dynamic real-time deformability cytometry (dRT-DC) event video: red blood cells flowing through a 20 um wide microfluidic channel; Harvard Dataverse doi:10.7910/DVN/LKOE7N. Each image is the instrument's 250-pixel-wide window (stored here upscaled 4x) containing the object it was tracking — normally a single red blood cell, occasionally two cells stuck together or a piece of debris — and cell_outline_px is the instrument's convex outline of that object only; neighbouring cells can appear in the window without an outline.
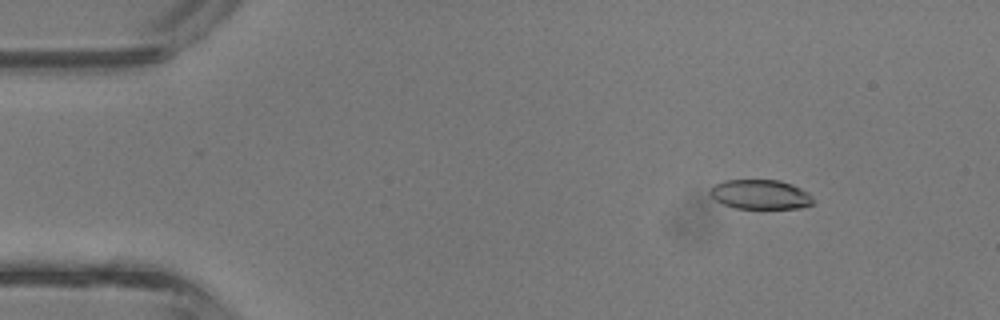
{"species": "common noctule bat (a hibernating species)", "species_latin": "Nyctalus noctula", "temperature_condition": "room temperature", "stored_images_in_passage": 42, "camera_frame_rate_fps": 3000, "um_per_image_px": 0.085, "animal": {"sex": "male", "body_mass_g": 13.3}, "frame": {"image": 1, "passage_image": 5, "time_ms": 1.333, "image_size_px": [1000, 320], "cell_outline_px": [[812, 204], [800, 208], [736, 208], [724, 204], [716, 200], [708, 192], [716, 184], [724, 180], [780, 180], [792, 184], [808, 192], [812, 196]], "centroid_in_image_um": [64.64, 16.52], "position_along_channel_um": 20.4, "area_um2": 17.57}}
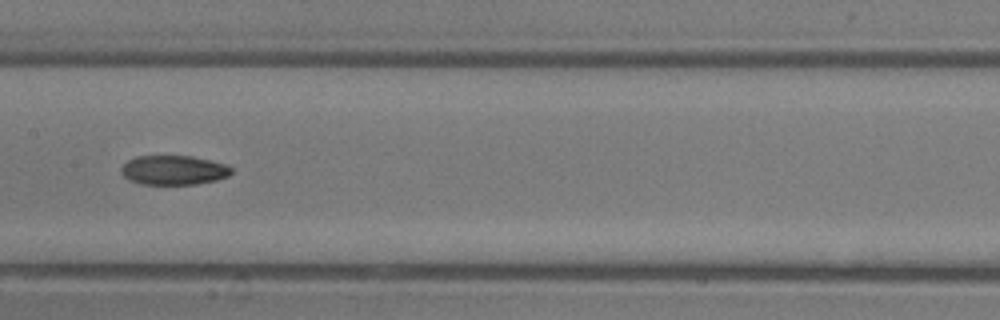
{"frame": {"image": 2, "passage_image": 21, "time_ms": 6.667, "image_size_px": [1000, 320], "cell_outline_px": [[232, 172], [228, 176], [216, 180], [196, 184], [140, 184], [124, 176], [120, 172], [120, 168], [128, 160], [136, 156], [192, 156], [228, 164], [232, 168]], "centroid_in_image_um": [14.78, 14.45], "position_along_channel_um": 192.6, "area_um2": 18.9}}
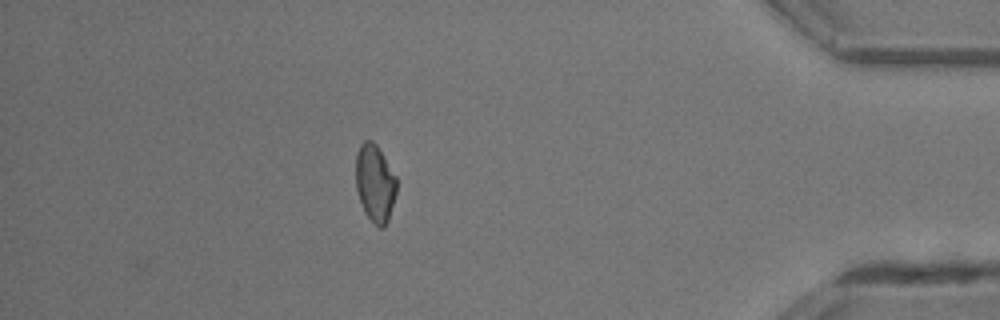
{"frame": {"image": 3, "passage_image": 37, "time_ms": 12.0, "image_size_px": [1000, 320], "cell_outline_px": [[396, 192], [388, 220], [384, 228], [380, 228], [364, 212], [356, 188], [356, 156], [360, 144], [364, 140], [372, 140], [376, 144], [396, 176]], "centroid_in_image_um": [31.87, 15.55], "position_along_channel_um": 403.3, "area_um2": 18.21}, "authors_computed_cell_mechanics": {"area_um2": 19.0162, "velocity_mm_per_s": 4.8359, "shape_relaxation_time_tau1_ms": 7.8058, "shape_relaxation_time_tau2_ms": 8.2553, "deformation_change_tau1": 0.2289, "deformation_change_tau2": 0.1174}}